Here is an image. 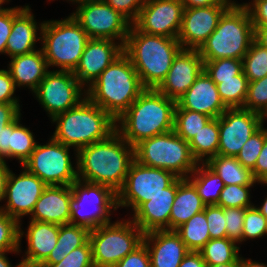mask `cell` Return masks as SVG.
Listing matches in <instances>:
<instances>
[{
    "mask_svg": "<svg viewBox=\"0 0 267 267\" xmlns=\"http://www.w3.org/2000/svg\"><path fill=\"white\" fill-rule=\"evenodd\" d=\"M189 251L199 252L210 240L205 209L175 230Z\"/></svg>",
    "mask_w": 267,
    "mask_h": 267,
    "instance_id": "d6a6232c",
    "label": "cell"
},
{
    "mask_svg": "<svg viewBox=\"0 0 267 267\" xmlns=\"http://www.w3.org/2000/svg\"><path fill=\"white\" fill-rule=\"evenodd\" d=\"M13 24V8L0 12V53L6 51L7 39L11 33Z\"/></svg>",
    "mask_w": 267,
    "mask_h": 267,
    "instance_id": "f5cc1de1",
    "label": "cell"
},
{
    "mask_svg": "<svg viewBox=\"0 0 267 267\" xmlns=\"http://www.w3.org/2000/svg\"><path fill=\"white\" fill-rule=\"evenodd\" d=\"M231 5L185 8L177 37L183 49L199 50Z\"/></svg>",
    "mask_w": 267,
    "mask_h": 267,
    "instance_id": "ac0fdd59",
    "label": "cell"
},
{
    "mask_svg": "<svg viewBox=\"0 0 267 267\" xmlns=\"http://www.w3.org/2000/svg\"><path fill=\"white\" fill-rule=\"evenodd\" d=\"M219 117L211 118L201 130L189 141L193 157L198 163L208 161L218 155ZM207 156V157H206ZM206 157L205 159H203Z\"/></svg>",
    "mask_w": 267,
    "mask_h": 267,
    "instance_id": "1f68e13d",
    "label": "cell"
},
{
    "mask_svg": "<svg viewBox=\"0 0 267 267\" xmlns=\"http://www.w3.org/2000/svg\"><path fill=\"white\" fill-rule=\"evenodd\" d=\"M243 5L248 9L254 30L267 26V0H253V3Z\"/></svg>",
    "mask_w": 267,
    "mask_h": 267,
    "instance_id": "f907efd6",
    "label": "cell"
},
{
    "mask_svg": "<svg viewBox=\"0 0 267 267\" xmlns=\"http://www.w3.org/2000/svg\"><path fill=\"white\" fill-rule=\"evenodd\" d=\"M242 63L243 73L249 82L262 79L267 75V48L254 40Z\"/></svg>",
    "mask_w": 267,
    "mask_h": 267,
    "instance_id": "74e56055",
    "label": "cell"
},
{
    "mask_svg": "<svg viewBox=\"0 0 267 267\" xmlns=\"http://www.w3.org/2000/svg\"><path fill=\"white\" fill-rule=\"evenodd\" d=\"M12 123L6 125L0 132V160L5 162L4 158H10Z\"/></svg>",
    "mask_w": 267,
    "mask_h": 267,
    "instance_id": "11a10c76",
    "label": "cell"
},
{
    "mask_svg": "<svg viewBox=\"0 0 267 267\" xmlns=\"http://www.w3.org/2000/svg\"><path fill=\"white\" fill-rule=\"evenodd\" d=\"M26 234L28 248L22 266L39 267L57 244L59 225L31 220Z\"/></svg>",
    "mask_w": 267,
    "mask_h": 267,
    "instance_id": "484cf974",
    "label": "cell"
},
{
    "mask_svg": "<svg viewBox=\"0 0 267 267\" xmlns=\"http://www.w3.org/2000/svg\"><path fill=\"white\" fill-rule=\"evenodd\" d=\"M239 267H267V265L263 263H258L255 261H252L251 259H243L240 257L239 259Z\"/></svg>",
    "mask_w": 267,
    "mask_h": 267,
    "instance_id": "6125c7cd",
    "label": "cell"
},
{
    "mask_svg": "<svg viewBox=\"0 0 267 267\" xmlns=\"http://www.w3.org/2000/svg\"><path fill=\"white\" fill-rule=\"evenodd\" d=\"M134 157L144 166L170 171L178 178H187L199 164L192 155L189 142L174 130L136 144Z\"/></svg>",
    "mask_w": 267,
    "mask_h": 267,
    "instance_id": "ba28073f",
    "label": "cell"
},
{
    "mask_svg": "<svg viewBox=\"0 0 267 267\" xmlns=\"http://www.w3.org/2000/svg\"><path fill=\"white\" fill-rule=\"evenodd\" d=\"M176 190L177 180L171 186L164 188V192L149 198V201L143 202L134 211L132 221L144 234L157 230H169V218Z\"/></svg>",
    "mask_w": 267,
    "mask_h": 267,
    "instance_id": "603a6c76",
    "label": "cell"
},
{
    "mask_svg": "<svg viewBox=\"0 0 267 267\" xmlns=\"http://www.w3.org/2000/svg\"><path fill=\"white\" fill-rule=\"evenodd\" d=\"M114 10L123 15L131 24L139 16L140 9L144 6L146 0H104Z\"/></svg>",
    "mask_w": 267,
    "mask_h": 267,
    "instance_id": "c3c4849f",
    "label": "cell"
},
{
    "mask_svg": "<svg viewBox=\"0 0 267 267\" xmlns=\"http://www.w3.org/2000/svg\"><path fill=\"white\" fill-rule=\"evenodd\" d=\"M204 70L198 50L182 49L174 58L170 70L156 90L178 101Z\"/></svg>",
    "mask_w": 267,
    "mask_h": 267,
    "instance_id": "d6986e66",
    "label": "cell"
},
{
    "mask_svg": "<svg viewBox=\"0 0 267 267\" xmlns=\"http://www.w3.org/2000/svg\"><path fill=\"white\" fill-rule=\"evenodd\" d=\"M243 109L267 117V75L260 80L249 82Z\"/></svg>",
    "mask_w": 267,
    "mask_h": 267,
    "instance_id": "b9f144b4",
    "label": "cell"
},
{
    "mask_svg": "<svg viewBox=\"0 0 267 267\" xmlns=\"http://www.w3.org/2000/svg\"><path fill=\"white\" fill-rule=\"evenodd\" d=\"M57 122L52 136L58 142L76 148L103 141L116 132V120L87 97L76 107L52 118Z\"/></svg>",
    "mask_w": 267,
    "mask_h": 267,
    "instance_id": "5b68a950",
    "label": "cell"
},
{
    "mask_svg": "<svg viewBox=\"0 0 267 267\" xmlns=\"http://www.w3.org/2000/svg\"><path fill=\"white\" fill-rule=\"evenodd\" d=\"M248 78L242 72L235 79L220 80L219 96L227 108H243L248 90Z\"/></svg>",
    "mask_w": 267,
    "mask_h": 267,
    "instance_id": "d590c367",
    "label": "cell"
},
{
    "mask_svg": "<svg viewBox=\"0 0 267 267\" xmlns=\"http://www.w3.org/2000/svg\"><path fill=\"white\" fill-rule=\"evenodd\" d=\"M72 204L71 186H47L31 213V220L58 225L70 223Z\"/></svg>",
    "mask_w": 267,
    "mask_h": 267,
    "instance_id": "cb8c5ba5",
    "label": "cell"
},
{
    "mask_svg": "<svg viewBox=\"0 0 267 267\" xmlns=\"http://www.w3.org/2000/svg\"><path fill=\"white\" fill-rule=\"evenodd\" d=\"M71 189V224L82 225L91 230L110 223L111 209H118L117 193L112 188L77 179L71 184ZM88 207L93 208L91 212H86Z\"/></svg>",
    "mask_w": 267,
    "mask_h": 267,
    "instance_id": "30bf717a",
    "label": "cell"
},
{
    "mask_svg": "<svg viewBox=\"0 0 267 267\" xmlns=\"http://www.w3.org/2000/svg\"><path fill=\"white\" fill-rule=\"evenodd\" d=\"M175 109L196 111L211 118H218L228 108L219 96L217 85L203 70L194 84L177 101Z\"/></svg>",
    "mask_w": 267,
    "mask_h": 267,
    "instance_id": "44dd1931",
    "label": "cell"
},
{
    "mask_svg": "<svg viewBox=\"0 0 267 267\" xmlns=\"http://www.w3.org/2000/svg\"><path fill=\"white\" fill-rule=\"evenodd\" d=\"M206 262L204 261L200 252L189 251L184 257L179 267H206Z\"/></svg>",
    "mask_w": 267,
    "mask_h": 267,
    "instance_id": "6f0895ef",
    "label": "cell"
},
{
    "mask_svg": "<svg viewBox=\"0 0 267 267\" xmlns=\"http://www.w3.org/2000/svg\"><path fill=\"white\" fill-rule=\"evenodd\" d=\"M184 9L181 0H146L133 25L149 35L177 38Z\"/></svg>",
    "mask_w": 267,
    "mask_h": 267,
    "instance_id": "2e32d148",
    "label": "cell"
},
{
    "mask_svg": "<svg viewBox=\"0 0 267 267\" xmlns=\"http://www.w3.org/2000/svg\"><path fill=\"white\" fill-rule=\"evenodd\" d=\"M16 90L14 81L8 70L0 69V103H19L12 97Z\"/></svg>",
    "mask_w": 267,
    "mask_h": 267,
    "instance_id": "816d5d0a",
    "label": "cell"
},
{
    "mask_svg": "<svg viewBox=\"0 0 267 267\" xmlns=\"http://www.w3.org/2000/svg\"><path fill=\"white\" fill-rule=\"evenodd\" d=\"M122 53L123 45L113 40L89 39L73 75L83 86H90Z\"/></svg>",
    "mask_w": 267,
    "mask_h": 267,
    "instance_id": "ffe728a7",
    "label": "cell"
},
{
    "mask_svg": "<svg viewBox=\"0 0 267 267\" xmlns=\"http://www.w3.org/2000/svg\"><path fill=\"white\" fill-rule=\"evenodd\" d=\"M253 185H225L220 193V198L216 205L222 208H249L253 205L250 200L249 189Z\"/></svg>",
    "mask_w": 267,
    "mask_h": 267,
    "instance_id": "7bdbcfd3",
    "label": "cell"
},
{
    "mask_svg": "<svg viewBox=\"0 0 267 267\" xmlns=\"http://www.w3.org/2000/svg\"><path fill=\"white\" fill-rule=\"evenodd\" d=\"M21 114L12 122L10 158H16L23 165L35 150L37 142L33 133L20 124Z\"/></svg>",
    "mask_w": 267,
    "mask_h": 267,
    "instance_id": "e575fe53",
    "label": "cell"
},
{
    "mask_svg": "<svg viewBox=\"0 0 267 267\" xmlns=\"http://www.w3.org/2000/svg\"><path fill=\"white\" fill-rule=\"evenodd\" d=\"M71 16L90 39H116L123 46L131 27V23L105 1L78 5Z\"/></svg>",
    "mask_w": 267,
    "mask_h": 267,
    "instance_id": "4fadbf2b",
    "label": "cell"
},
{
    "mask_svg": "<svg viewBox=\"0 0 267 267\" xmlns=\"http://www.w3.org/2000/svg\"><path fill=\"white\" fill-rule=\"evenodd\" d=\"M68 146L51 138L46 145L37 144L30 158L22 165L47 186H71L78 179L72 167Z\"/></svg>",
    "mask_w": 267,
    "mask_h": 267,
    "instance_id": "8fae6325",
    "label": "cell"
},
{
    "mask_svg": "<svg viewBox=\"0 0 267 267\" xmlns=\"http://www.w3.org/2000/svg\"><path fill=\"white\" fill-rule=\"evenodd\" d=\"M204 70L217 85L220 80L235 79L243 72L242 60L221 58L214 61H204Z\"/></svg>",
    "mask_w": 267,
    "mask_h": 267,
    "instance_id": "ab89813d",
    "label": "cell"
},
{
    "mask_svg": "<svg viewBox=\"0 0 267 267\" xmlns=\"http://www.w3.org/2000/svg\"><path fill=\"white\" fill-rule=\"evenodd\" d=\"M72 1L73 3L76 2L78 3V5L80 4H84V3H88V2H102L104 0H69Z\"/></svg>",
    "mask_w": 267,
    "mask_h": 267,
    "instance_id": "003e7915",
    "label": "cell"
},
{
    "mask_svg": "<svg viewBox=\"0 0 267 267\" xmlns=\"http://www.w3.org/2000/svg\"><path fill=\"white\" fill-rule=\"evenodd\" d=\"M40 35L48 68L57 66L61 71L72 72L90 39L71 15L61 21H44Z\"/></svg>",
    "mask_w": 267,
    "mask_h": 267,
    "instance_id": "52a82bcc",
    "label": "cell"
},
{
    "mask_svg": "<svg viewBox=\"0 0 267 267\" xmlns=\"http://www.w3.org/2000/svg\"><path fill=\"white\" fill-rule=\"evenodd\" d=\"M90 229L76 224L59 225L58 241L48 258L42 264H57L72 250L83 246L89 240Z\"/></svg>",
    "mask_w": 267,
    "mask_h": 267,
    "instance_id": "f546056e",
    "label": "cell"
},
{
    "mask_svg": "<svg viewBox=\"0 0 267 267\" xmlns=\"http://www.w3.org/2000/svg\"><path fill=\"white\" fill-rule=\"evenodd\" d=\"M263 126L251 135L236 155L237 160L243 167L250 168L251 170L255 167L264 141L267 138V129Z\"/></svg>",
    "mask_w": 267,
    "mask_h": 267,
    "instance_id": "60d3db41",
    "label": "cell"
},
{
    "mask_svg": "<svg viewBox=\"0 0 267 267\" xmlns=\"http://www.w3.org/2000/svg\"><path fill=\"white\" fill-rule=\"evenodd\" d=\"M178 177L170 171L161 168L144 166L134 160L123 187L117 192V207H132L135 211L149 198L164 192Z\"/></svg>",
    "mask_w": 267,
    "mask_h": 267,
    "instance_id": "7c38bea8",
    "label": "cell"
},
{
    "mask_svg": "<svg viewBox=\"0 0 267 267\" xmlns=\"http://www.w3.org/2000/svg\"><path fill=\"white\" fill-rule=\"evenodd\" d=\"M39 267H94L91 243L88 240L75 248L57 264H41Z\"/></svg>",
    "mask_w": 267,
    "mask_h": 267,
    "instance_id": "f6af8a7d",
    "label": "cell"
},
{
    "mask_svg": "<svg viewBox=\"0 0 267 267\" xmlns=\"http://www.w3.org/2000/svg\"><path fill=\"white\" fill-rule=\"evenodd\" d=\"M143 231L132 221L106 223L91 229L94 267H112L143 243Z\"/></svg>",
    "mask_w": 267,
    "mask_h": 267,
    "instance_id": "9c48e42d",
    "label": "cell"
},
{
    "mask_svg": "<svg viewBox=\"0 0 267 267\" xmlns=\"http://www.w3.org/2000/svg\"><path fill=\"white\" fill-rule=\"evenodd\" d=\"M261 114L243 108H228L219 117L218 155L235 156L264 123Z\"/></svg>",
    "mask_w": 267,
    "mask_h": 267,
    "instance_id": "9a60e30c",
    "label": "cell"
},
{
    "mask_svg": "<svg viewBox=\"0 0 267 267\" xmlns=\"http://www.w3.org/2000/svg\"><path fill=\"white\" fill-rule=\"evenodd\" d=\"M258 183H263L267 185V172L265 175L258 181Z\"/></svg>",
    "mask_w": 267,
    "mask_h": 267,
    "instance_id": "a7ac6f4b",
    "label": "cell"
},
{
    "mask_svg": "<svg viewBox=\"0 0 267 267\" xmlns=\"http://www.w3.org/2000/svg\"><path fill=\"white\" fill-rule=\"evenodd\" d=\"M177 102L158 92L145 89L116 120V132L131 146L153 136L174 130Z\"/></svg>",
    "mask_w": 267,
    "mask_h": 267,
    "instance_id": "7a4b0ae2",
    "label": "cell"
},
{
    "mask_svg": "<svg viewBox=\"0 0 267 267\" xmlns=\"http://www.w3.org/2000/svg\"><path fill=\"white\" fill-rule=\"evenodd\" d=\"M5 253H7V251L0 253V267H12V265L9 263V260L5 256L6 255ZM15 267H23V266L22 263L20 262Z\"/></svg>",
    "mask_w": 267,
    "mask_h": 267,
    "instance_id": "be15d7a7",
    "label": "cell"
},
{
    "mask_svg": "<svg viewBox=\"0 0 267 267\" xmlns=\"http://www.w3.org/2000/svg\"><path fill=\"white\" fill-rule=\"evenodd\" d=\"M8 71L14 81L15 87L27 86L33 92L48 72V65L41 50L11 58Z\"/></svg>",
    "mask_w": 267,
    "mask_h": 267,
    "instance_id": "4316f807",
    "label": "cell"
},
{
    "mask_svg": "<svg viewBox=\"0 0 267 267\" xmlns=\"http://www.w3.org/2000/svg\"><path fill=\"white\" fill-rule=\"evenodd\" d=\"M72 71H48L34 91L51 119L76 107L86 98V91ZM84 94V98L82 96ZM82 96V97H81Z\"/></svg>",
    "mask_w": 267,
    "mask_h": 267,
    "instance_id": "5bb4252c",
    "label": "cell"
},
{
    "mask_svg": "<svg viewBox=\"0 0 267 267\" xmlns=\"http://www.w3.org/2000/svg\"><path fill=\"white\" fill-rule=\"evenodd\" d=\"M256 208L267 218V198H265L264 203L261 207Z\"/></svg>",
    "mask_w": 267,
    "mask_h": 267,
    "instance_id": "03108f58",
    "label": "cell"
},
{
    "mask_svg": "<svg viewBox=\"0 0 267 267\" xmlns=\"http://www.w3.org/2000/svg\"><path fill=\"white\" fill-rule=\"evenodd\" d=\"M254 40L267 48V26L257 27L254 30Z\"/></svg>",
    "mask_w": 267,
    "mask_h": 267,
    "instance_id": "94428289",
    "label": "cell"
},
{
    "mask_svg": "<svg viewBox=\"0 0 267 267\" xmlns=\"http://www.w3.org/2000/svg\"><path fill=\"white\" fill-rule=\"evenodd\" d=\"M184 8L208 7L212 5H232L231 0H181Z\"/></svg>",
    "mask_w": 267,
    "mask_h": 267,
    "instance_id": "680465c9",
    "label": "cell"
},
{
    "mask_svg": "<svg viewBox=\"0 0 267 267\" xmlns=\"http://www.w3.org/2000/svg\"><path fill=\"white\" fill-rule=\"evenodd\" d=\"M210 239L226 238V222L224 208L218 205L205 206Z\"/></svg>",
    "mask_w": 267,
    "mask_h": 267,
    "instance_id": "7dc6e473",
    "label": "cell"
},
{
    "mask_svg": "<svg viewBox=\"0 0 267 267\" xmlns=\"http://www.w3.org/2000/svg\"><path fill=\"white\" fill-rule=\"evenodd\" d=\"M20 110L19 103H0V132L21 114Z\"/></svg>",
    "mask_w": 267,
    "mask_h": 267,
    "instance_id": "db71d44e",
    "label": "cell"
},
{
    "mask_svg": "<svg viewBox=\"0 0 267 267\" xmlns=\"http://www.w3.org/2000/svg\"><path fill=\"white\" fill-rule=\"evenodd\" d=\"M205 163L219 175L224 185H254L258 182L252 170L243 167L235 156L217 155Z\"/></svg>",
    "mask_w": 267,
    "mask_h": 267,
    "instance_id": "f1b7e54d",
    "label": "cell"
},
{
    "mask_svg": "<svg viewBox=\"0 0 267 267\" xmlns=\"http://www.w3.org/2000/svg\"><path fill=\"white\" fill-rule=\"evenodd\" d=\"M112 267H151L149 251L144 243Z\"/></svg>",
    "mask_w": 267,
    "mask_h": 267,
    "instance_id": "681fc988",
    "label": "cell"
},
{
    "mask_svg": "<svg viewBox=\"0 0 267 267\" xmlns=\"http://www.w3.org/2000/svg\"><path fill=\"white\" fill-rule=\"evenodd\" d=\"M211 117L186 109H175L174 131L189 142L198 133Z\"/></svg>",
    "mask_w": 267,
    "mask_h": 267,
    "instance_id": "8d00e7d4",
    "label": "cell"
},
{
    "mask_svg": "<svg viewBox=\"0 0 267 267\" xmlns=\"http://www.w3.org/2000/svg\"><path fill=\"white\" fill-rule=\"evenodd\" d=\"M200 164L191 173L193 178L189 176L187 179L195 186L197 193L206 206L216 205L225 185L219 175L205 162L202 163L201 167L199 166Z\"/></svg>",
    "mask_w": 267,
    "mask_h": 267,
    "instance_id": "4dcf8cb0",
    "label": "cell"
},
{
    "mask_svg": "<svg viewBox=\"0 0 267 267\" xmlns=\"http://www.w3.org/2000/svg\"><path fill=\"white\" fill-rule=\"evenodd\" d=\"M239 249L235 241L226 237L210 239L199 252L206 265H219L239 262Z\"/></svg>",
    "mask_w": 267,
    "mask_h": 267,
    "instance_id": "836d02e7",
    "label": "cell"
},
{
    "mask_svg": "<svg viewBox=\"0 0 267 267\" xmlns=\"http://www.w3.org/2000/svg\"><path fill=\"white\" fill-rule=\"evenodd\" d=\"M86 90V97L117 120L145 90L123 52Z\"/></svg>",
    "mask_w": 267,
    "mask_h": 267,
    "instance_id": "277c9868",
    "label": "cell"
},
{
    "mask_svg": "<svg viewBox=\"0 0 267 267\" xmlns=\"http://www.w3.org/2000/svg\"><path fill=\"white\" fill-rule=\"evenodd\" d=\"M265 234L267 235V218L254 205L246 208L242 241L260 238Z\"/></svg>",
    "mask_w": 267,
    "mask_h": 267,
    "instance_id": "ee69618b",
    "label": "cell"
},
{
    "mask_svg": "<svg viewBox=\"0 0 267 267\" xmlns=\"http://www.w3.org/2000/svg\"><path fill=\"white\" fill-rule=\"evenodd\" d=\"M76 158L78 179L106 185L116 193L123 187L130 165L135 160L134 147L117 132L80 149Z\"/></svg>",
    "mask_w": 267,
    "mask_h": 267,
    "instance_id": "6da1fadb",
    "label": "cell"
},
{
    "mask_svg": "<svg viewBox=\"0 0 267 267\" xmlns=\"http://www.w3.org/2000/svg\"><path fill=\"white\" fill-rule=\"evenodd\" d=\"M267 172V138L258 156L255 167L252 169L254 178L259 181Z\"/></svg>",
    "mask_w": 267,
    "mask_h": 267,
    "instance_id": "9f6ffc18",
    "label": "cell"
},
{
    "mask_svg": "<svg viewBox=\"0 0 267 267\" xmlns=\"http://www.w3.org/2000/svg\"><path fill=\"white\" fill-rule=\"evenodd\" d=\"M253 41L254 27L248 9L234 2L198 51L203 61L221 58L242 60Z\"/></svg>",
    "mask_w": 267,
    "mask_h": 267,
    "instance_id": "8992f818",
    "label": "cell"
},
{
    "mask_svg": "<svg viewBox=\"0 0 267 267\" xmlns=\"http://www.w3.org/2000/svg\"><path fill=\"white\" fill-rule=\"evenodd\" d=\"M10 169L8 168L6 162L0 160V201L4 199L6 181Z\"/></svg>",
    "mask_w": 267,
    "mask_h": 267,
    "instance_id": "91938a15",
    "label": "cell"
},
{
    "mask_svg": "<svg viewBox=\"0 0 267 267\" xmlns=\"http://www.w3.org/2000/svg\"><path fill=\"white\" fill-rule=\"evenodd\" d=\"M20 225L16 219L0 211V253L20 252V241L24 234Z\"/></svg>",
    "mask_w": 267,
    "mask_h": 267,
    "instance_id": "f35d334b",
    "label": "cell"
},
{
    "mask_svg": "<svg viewBox=\"0 0 267 267\" xmlns=\"http://www.w3.org/2000/svg\"><path fill=\"white\" fill-rule=\"evenodd\" d=\"M245 210L246 208H224L226 237L236 243L242 242Z\"/></svg>",
    "mask_w": 267,
    "mask_h": 267,
    "instance_id": "bcb514c9",
    "label": "cell"
},
{
    "mask_svg": "<svg viewBox=\"0 0 267 267\" xmlns=\"http://www.w3.org/2000/svg\"><path fill=\"white\" fill-rule=\"evenodd\" d=\"M5 1H7V2H9L10 0H0V12H3V11H6L7 9H9V8H2L1 7V5L3 4V3H5Z\"/></svg>",
    "mask_w": 267,
    "mask_h": 267,
    "instance_id": "89a4df30",
    "label": "cell"
},
{
    "mask_svg": "<svg viewBox=\"0 0 267 267\" xmlns=\"http://www.w3.org/2000/svg\"><path fill=\"white\" fill-rule=\"evenodd\" d=\"M206 267H239V262L219 264V265H207Z\"/></svg>",
    "mask_w": 267,
    "mask_h": 267,
    "instance_id": "e7e4bbea",
    "label": "cell"
},
{
    "mask_svg": "<svg viewBox=\"0 0 267 267\" xmlns=\"http://www.w3.org/2000/svg\"><path fill=\"white\" fill-rule=\"evenodd\" d=\"M143 243L149 251L151 267H179L189 252L175 230H157L146 233Z\"/></svg>",
    "mask_w": 267,
    "mask_h": 267,
    "instance_id": "7402d4cb",
    "label": "cell"
},
{
    "mask_svg": "<svg viewBox=\"0 0 267 267\" xmlns=\"http://www.w3.org/2000/svg\"><path fill=\"white\" fill-rule=\"evenodd\" d=\"M23 172L17 177L9 171L4 200L7 199L6 206H0V211L16 219L20 223V218L31 214L35 203L42 195L47 185L36 175L30 173L25 167Z\"/></svg>",
    "mask_w": 267,
    "mask_h": 267,
    "instance_id": "e0dca14e",
    "label": "cell"
},
{
    "mask_svg": "<svg viewBox=\"0 0 267 267\" xmlns=\"http://www.w3.org/2000/svg\"><path fill=\"white\" fill-rule=\"evenodd\" d=\"M205 206L195 186L187 178H178L169 218V230H176L196 213L203 211Z\"/></svg>",
    "mask_w": 267,
    "mask_h": 267,
    "instance_id": "83f0119b",
    "label": "cell"
},
{
    "mask_svg": "<svg viewBox=\"0 0 267 267\" xmlns=\"http://www.w3.org/2000/svg\"><path fill=\"white\" fill-rule=\"evenodd\" d=\"M182 49L177 38L149 35L133 24L123 46L145 89H156L161 84Z\"/></svg>",
    "mask_w": 267,
    "mask_h": 267,
    "instance_id": "3957f363",
    "label": "cell"
},
{
    "mask_svg": "<svg viewBox=\"0 0 267 267\" xmlns=\"http://www.w3.org/2000/svg\"><path fill=\"white\" fill-rule=\"evenodd\" d=\"M42 25L43 23L38 27L28 5L23 8L14 7L12 30L7 39L5 53L12 58L35 51V42L41 39V37H37V29L41 30Z\"/></svg>",
    "mask_w": 267,
    "mask_h": 267,
    "instance_id": "d4e9b609",
    "label": "cell"
}]
</instances>
